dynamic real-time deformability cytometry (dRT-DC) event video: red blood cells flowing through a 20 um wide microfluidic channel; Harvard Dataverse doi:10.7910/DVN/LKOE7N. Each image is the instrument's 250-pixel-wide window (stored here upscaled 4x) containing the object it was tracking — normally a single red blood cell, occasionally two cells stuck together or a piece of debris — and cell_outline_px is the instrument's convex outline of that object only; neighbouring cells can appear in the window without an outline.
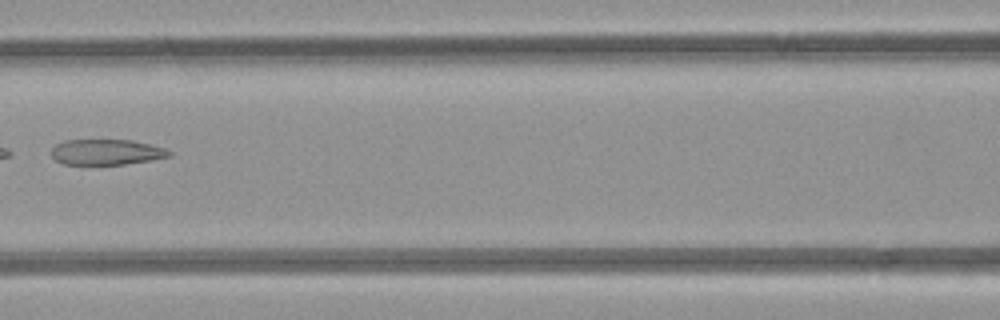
{"species": "common noctule bat (a hibernating species)", "species_latin": "Nyctalus noctula", "temperature_condition": "room temperature", "stored_images_in_passage": 7, "camera_frame_rate_fps": 3000, "um_per_image_px": 0.085, "animal": {"sex": "female", "body_mass_g": 21.9}, "frame": {"image": 1, "passage_image": 5, "time_ms": 4.667, "image_size_px": [1000, 320], "cell_outline_px": [[172, 156], [124, 164], [64, 164], [56, 160], [52, 156], [52, 148], [56, 144], [64, 140], [132, 140], [164, 148], [172, 152]], "centroid_in_image_um": [9.03, 12.92], "position_along_channel_um": 157.6, "area_um2": 17.34}}
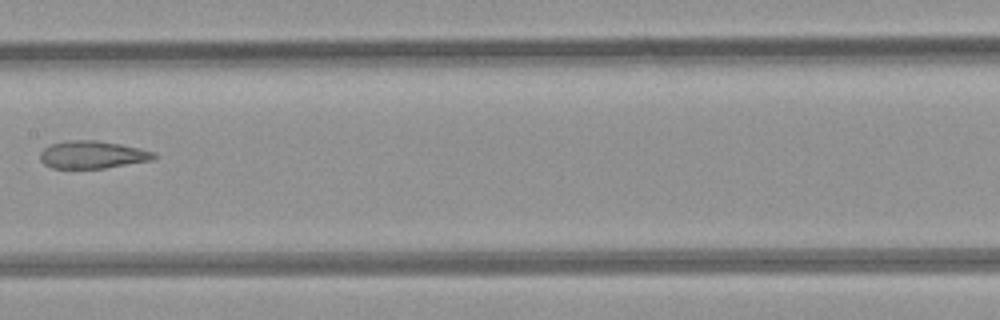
{"frame": {"image": 2, "passage_image": 6, "time_ms": 5.667, "image_size_px": [1000, 320], "cell_outline_px": [[156, 156], [152, 160], [104, 168], [52, 168], [44, 164], [40, 160], [40, 152], [44, 148], [52, 144], [68, 140], [96, 140], [120, 144], [156, 152]], "centroid_in_image_um": [7.84, 13.15], "position_along_channel_um": 199.6, "area_um2": 18.21}}
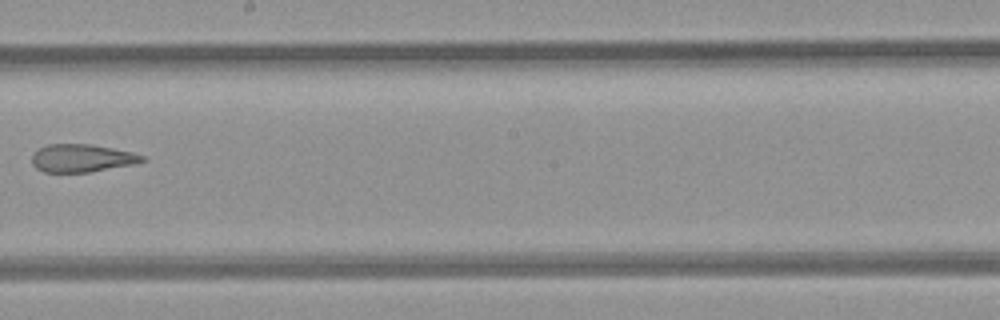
{"frame": {"image": 3, "passage_image": 7, "time_ms": 6.667, "image_size_px": [1000, 320], "cell_outline_px": [[148, 160], [136, 164], [88, 172], [44, 172], [36, 168], [32, 164], [32, 156], [40, 148], [48, 144], [92, 144], [132, 152], [144, 156]], "centroid_in_image_um": [6.99, 13.44], "position_along_channel_um": 241.2, "area_um2": 17.92}}